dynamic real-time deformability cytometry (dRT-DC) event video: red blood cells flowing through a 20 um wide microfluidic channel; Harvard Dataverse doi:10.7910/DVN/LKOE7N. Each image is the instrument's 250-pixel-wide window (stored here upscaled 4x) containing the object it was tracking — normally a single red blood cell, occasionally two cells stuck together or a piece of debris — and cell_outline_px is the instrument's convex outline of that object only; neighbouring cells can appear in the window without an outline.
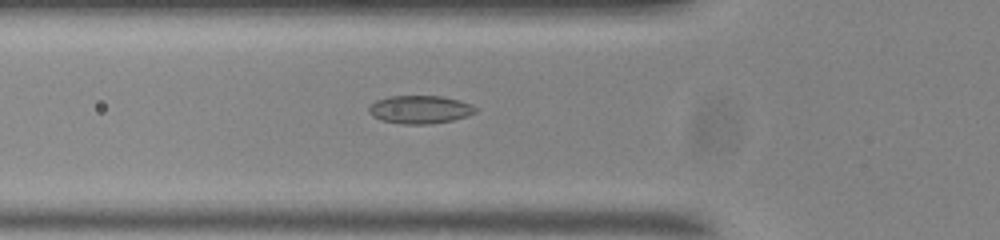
{"species": "common noctule bat (a hibernating species)", "species_latin": "Nyctalus noctula", "temperature_condition": "room temperature", "stored_images_in_passage": 40, "camera_frame_rate_fps": 3000, "um_per_image_px": 0.085, "animal": {"sex": "male", "body_mass_g": 20.0, "forearm_length_mm": 53.3}, "frame": {"image": 1, "passage_image": 4, "time_ms": 1.0, "image_size_px": [1000, 240], "cell_outline_px": [[476, 112], [468, 116], [452, 120], [432, 124], [400, 124], [380, 120], [372, 116], [368, 112], [368, 108], [376, 100], [388, 96], [444, 96], [460, 100], [472, 104], [476, 108]], "centroid_in_image_um": [35.69, 9.31], "position_along_channel_um": 90.1, "area_um2": 17.69}}
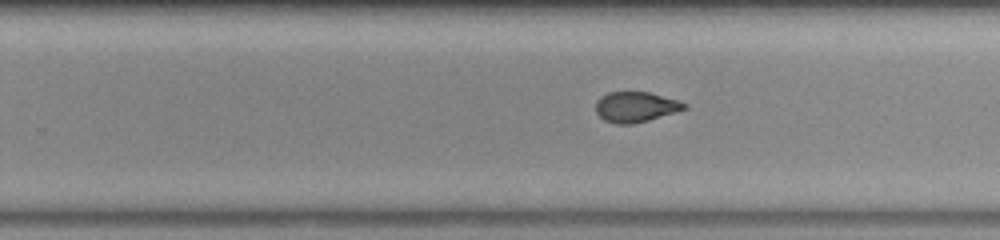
{"frame": {"image": 2, "passage_image": 19, "time_ms": 6.0, "image_size_px": [1000, 240], "cell_outline_px": [[688, 108], [648, 120], [632, 124], [616, 124], [604, 120], [596, 112], [596, 100], [600, 96], [608, 92], [648, 92], [676, 100], [688, 104]], "centroid_in_image_um": [54.0, 9.09], "position_along_channel_um": 275.8, "area_um2": 15.55}}
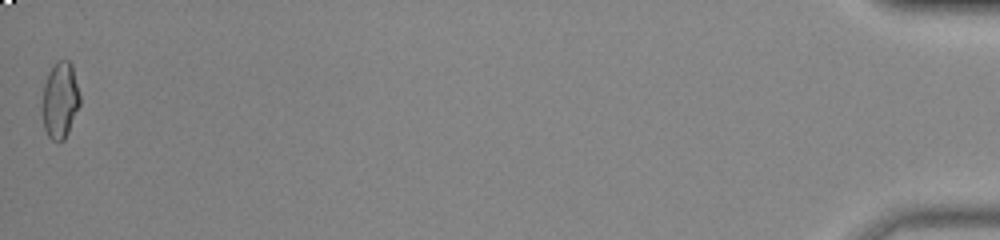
{"frame": {"image": 3, "passage_image": 40, "time_ms": 13.0, "image_size_px": [1000, 240], "cell_outline_px": [[80, 104], [68, 132], [64, 140], [52, 140], [48, 136], [44, 128], [40, 108], [44, 84], [48, 72], [56, 60], [68, 60], [72, 64], [80, 96]], "centroid_in_image_um": [5.07, 8.5], "position_along_channel_um": 430.1, "area_um2": 17.05}, "authors_computed_cell_mechanics": {"area_um2": 16.5308, "velocity_mm_per_s": 3.7097, "shape_relaxation_time_tau1_ms": null, "shape_relaxation_time_tau2_ms": 1.6819, "deformation_change_tau1": null, "deformation_change_tau2": 0.0641}}